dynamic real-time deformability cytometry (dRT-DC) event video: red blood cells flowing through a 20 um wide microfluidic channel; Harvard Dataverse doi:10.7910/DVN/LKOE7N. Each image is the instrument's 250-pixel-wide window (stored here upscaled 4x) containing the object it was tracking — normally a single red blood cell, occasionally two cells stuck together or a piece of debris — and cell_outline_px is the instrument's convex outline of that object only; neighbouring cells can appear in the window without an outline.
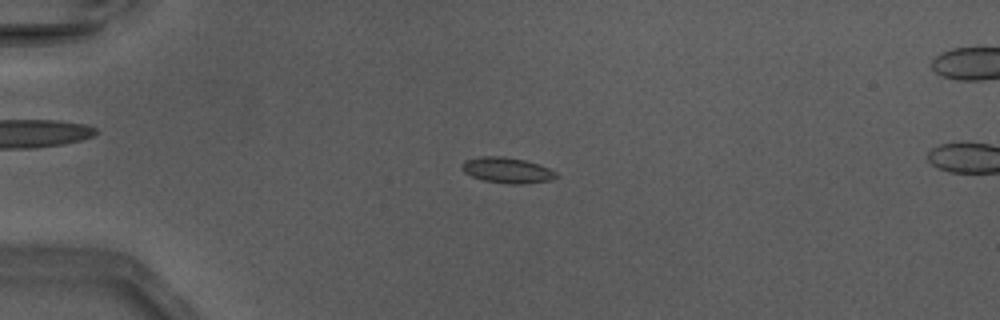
{"species": "Egyptian fruit bat (a non-hibernating species)", "species_latin": "Rousettus aegyptiacus", "temperature_condition": "warm", "stored_images_in_passage": 8, "camera_frame_rate_fps": 3000, "um_per_image_px": 0.085, "animal": {"sex": "male"}, "frame": {"image": 1, "passage_image": 4, "time_ms": 1.0, "image_size_px": [1000, 320], "cell_outline_px": [[560, 176], [552, 180], [524, 184], [508, 184], [484, 180], [472, 176], [464, 172], [460, 168], [460, 164], [464, 160], [480, 156], [504, 156], [524, 160], [548, 168], [556, 172]], "centroid_in_image_um": [43.08, 14.47], "position_along_channel_um": 41.9, "area_um2": 14.22}}